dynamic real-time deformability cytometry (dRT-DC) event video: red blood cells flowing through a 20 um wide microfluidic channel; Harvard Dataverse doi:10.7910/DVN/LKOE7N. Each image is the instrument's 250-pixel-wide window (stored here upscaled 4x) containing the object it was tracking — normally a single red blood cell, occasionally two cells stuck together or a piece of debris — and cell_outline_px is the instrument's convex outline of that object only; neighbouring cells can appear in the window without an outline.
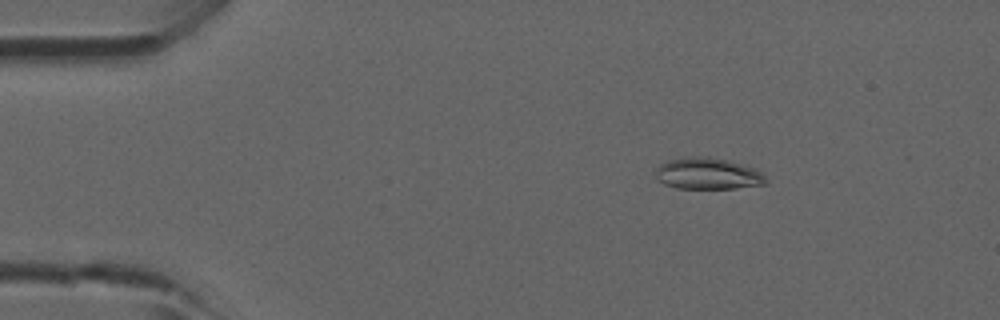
{"species": "common noctule bat (a hibernating species)", "species_latin": "Nyctalus noctula", "temperature_condition": "room temperature", "stored_images_in_passage": 14, "camera_frame_rate_fps": 3000, "um_per_image_px": 0.085, "animal": {"sex": "male", "forearm_length_mm": 52.5}, "frame": {"image": 1, "passage_image": 6, "time_ms": 1.667, "image_size_px": [1000, 320], "cell_outline_px": [[768, 184], [736, 188], [676, 188], [664, 184], [656, 180], [656, 172], [660, 164], [668, 160], [692, 156], [708, 156], [728, 160], [752, 168], [760, 172], [768, 180]], "centroid_in_image_um": [60.15, 14.76], "position_along_channel_um": 24.8, "area_um2": 20.23}}